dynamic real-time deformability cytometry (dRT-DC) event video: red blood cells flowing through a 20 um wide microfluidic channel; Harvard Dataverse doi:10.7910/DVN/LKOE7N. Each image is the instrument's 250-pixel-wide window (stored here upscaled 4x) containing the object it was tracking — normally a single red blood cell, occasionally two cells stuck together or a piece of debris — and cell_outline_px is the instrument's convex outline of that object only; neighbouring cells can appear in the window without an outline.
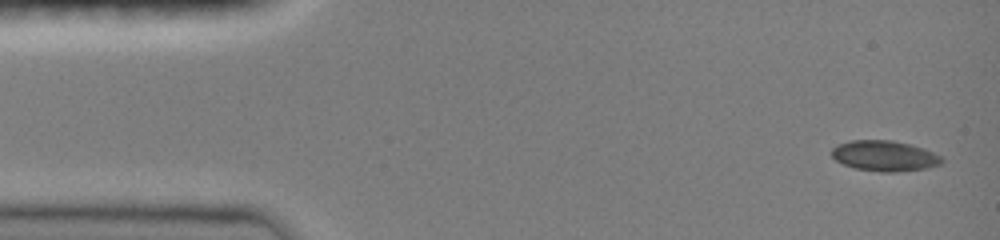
{"species": "common noctule bat (a hibernating species)", "species_latin": "Nyctalus noctula", "temperature_condition": "room temperature", "stored_images_in_passage": 39, "camera_frame_rate_fps": 3000, "um_per_image_px": 0.085, "animal": {"sex": "female", "body_mass_g": 19.0, "forearm_length_mm": 51.5}, "frame": {"image": 1, "passage_image": 1, "time_ms": 0.0, "image_size_px": [1000, 240], "cell_outline_px": [[944, 160], [940, 164], [924, 168], [892, 172], [880, 172], [856, 168], [844, 164], [836, 160], [832, 156], [832, 148], [840, 144], [852, 140], [892, 140], [912, 144], [924, 148], [940, 156]], "centroid_in_image_um": [75.19, 13.24], "position_along_channel_um": 9.8, "area_um2": 19.36}}
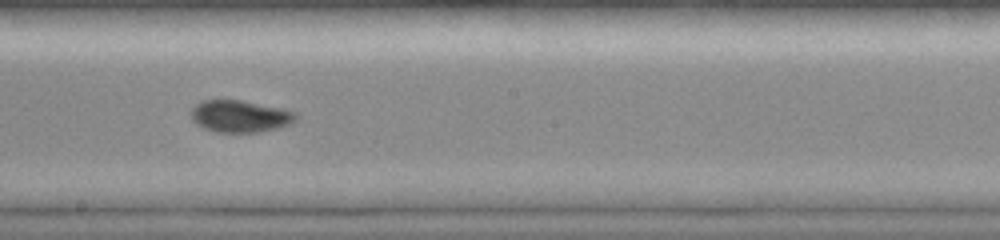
{"frame": {"image": 2, "passage_image": 21, "time_ms": 6.667, "image_size_px": [1000, 240], "cell_outline_px": [[296, 120], [288, 124], [276, 128], [256, 132], [216, 132], [204, 128], [196, 124], [192, 120], [192, 108], [196, 104], [204, 100], [240, 100], [280, 108], [296, 112]], "centroid_in_image_um": [20.37, 9.88], "position_along_channel_um": 227.8, "area_um2": 19.25}}
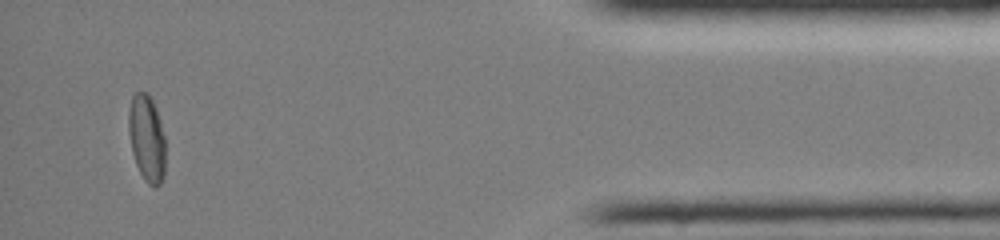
{"frame": {"image": 3, "passage_image": 36, "time_ms": 11.667, "image_size_px": [1000, 240], "cell_outline_px": [[164, 176], [160, 184], [156, 188], [152, 188], [144, 180], [136, 164], [132, 152], [128, 132], [128, 112], [132, 96], [136, 92], [148, 92], [156, 108], [160, 120], [164, 136]], "centroid_in_image_um": [12.46, 11.76], "position_along_channel_um": 422.7, "area_um2": 18.79}, "authors_computed_cell_mechanics": {"area_um2": 19.2474, "velocity_mm_per_s": 4.1181, "shape_relaxation_time_tau1_ms": 6.4029, "shape_relaxation_time_tau2_ms": null, "deformation_change_tau1": 0.1793, "deformation_change_tau2": null}}